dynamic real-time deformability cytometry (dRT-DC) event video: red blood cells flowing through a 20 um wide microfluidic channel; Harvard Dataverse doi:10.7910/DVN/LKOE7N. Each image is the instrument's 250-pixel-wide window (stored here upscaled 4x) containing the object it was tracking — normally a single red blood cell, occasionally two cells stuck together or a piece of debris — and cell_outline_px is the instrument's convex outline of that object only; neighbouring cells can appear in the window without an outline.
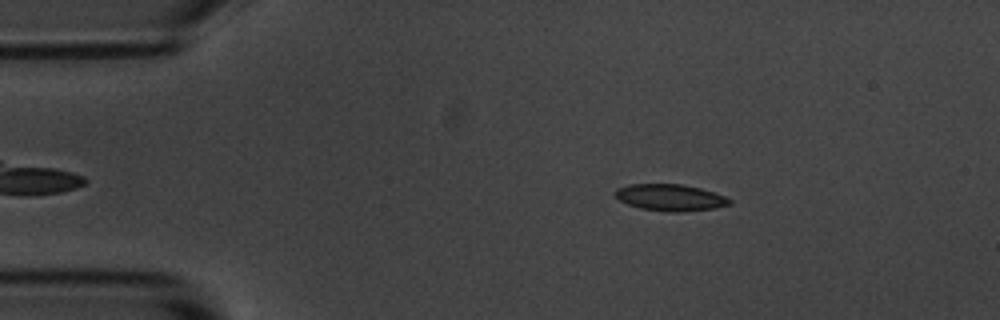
{"species": "common noctule bat (a hibernating species)", "species_latin": "Nyctalus noctula", "temperature_condition": "room temperature", "stored_images_in_passage": 3, "camera_frame_rate_fps": 3000, "um_per_image_px": 0.085, "animal": {"sex": "male", "body_mass_g": 20.1, "forearm_length_mm": 53.5}, "frame": {"image": 1, "passage_image": 1, "time_ms": 0.0, "image_size_px": [1000, 320], "cell_outline_px": [[732, 204], [716, 208], [684, 212], [668, 212], [640, 208], [628, 204], [620, 200], [612, 192], [616, 188], [628, 184], [684, 184], [700, 188], [724, 196], [732, 200]], "centroid_in_image_um": [56.96, 16.79], "position_along_channel_um": 28.0, "area_um2": 17.92}}
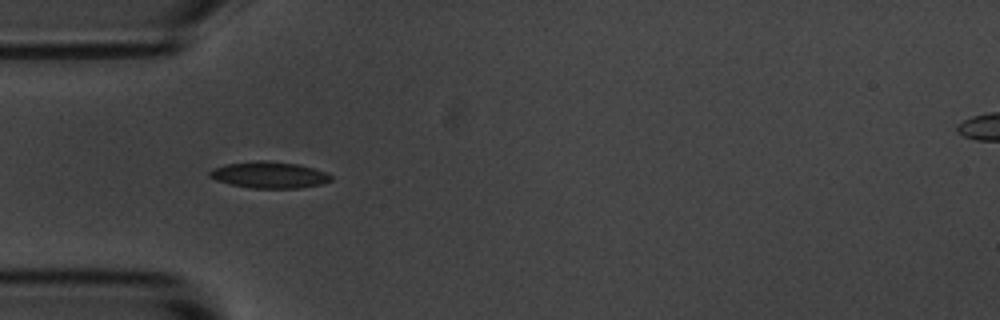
{"frame": {"image": 2, "passage_image": 3, "time_ms": 0.667, "image_size_px": [1000, 320], "cell_outline_px": [[332, 180], [320, 184], [300, 188], [252, 188], [232, 184], [216, 180], [208, 176], [208, 172], [212, 168], [224, 164], [256, 160], [268, 160], [300, 164], [328, 172], [332, 176]], "centroid_in_image_um": [22.89, 14.85], "position_along_channel_um": 62.1, "area_um2": 18.96}}